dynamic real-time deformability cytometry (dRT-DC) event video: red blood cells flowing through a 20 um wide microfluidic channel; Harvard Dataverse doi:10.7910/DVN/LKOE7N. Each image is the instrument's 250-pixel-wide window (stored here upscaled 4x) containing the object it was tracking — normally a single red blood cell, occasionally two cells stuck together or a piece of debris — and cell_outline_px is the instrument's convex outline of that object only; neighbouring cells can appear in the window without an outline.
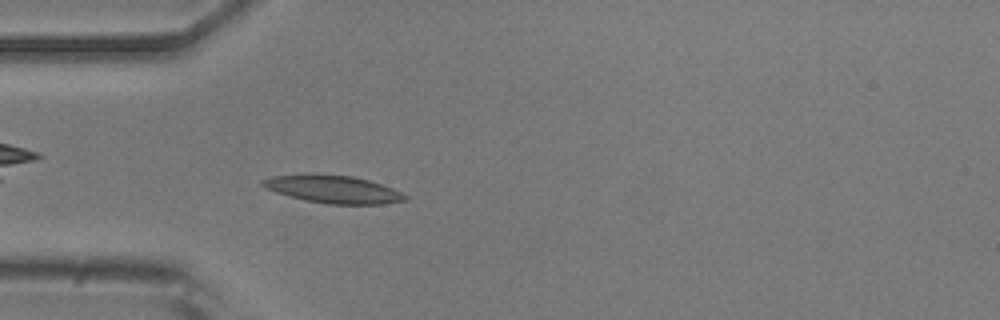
{"species": "common noctule bat (a hibernating species)", "species_latin": "Nyctalus noctula", "temperature_condition": "room temperature", "stored_images_in_passage": 41, "camera_frame_rate_fps": 3000, "um_per_image_px": 0.085, "animal": {"sex": "male", "body_mass_g": 20.5, "forearm_length_mm": 52.5}, "frame": {"image": 1, "passage_image": 4, "time_ms": 1.0, "image_size_px": [1000, 320], "cell_outline_px": [[408, 200], [380, 204], [328, 204], [304, 200], [276, 192], [264, 188], [260, 184], [260, 180], [272, 176], [308, 172], [312, 172], [352, 176], [368, 180], [392, 188], [408, 196]], "centroid_in_image_um": [28.24, 16.06], "position_along_channel_um": 56.8, "area_um2": 23.41}}
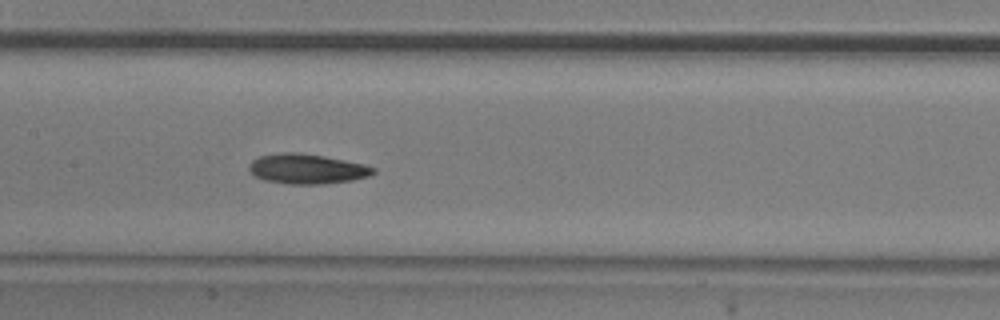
{"frame": {"image": 2, "passage_image": 14, "time_ms": 4.333, "image_size_px": [1000, 320], "cell_outline_px": [[376, 172], [368, 176], [352, 180], [324, 184], [288, 184], [264, 180], [256, 176], [248, 168], [248, 164], [252, 160], [260, 156], [280, 152], [296, 152], [324, 156], [364, 164], [376, 168]], "centroid_in_image_um": [26.09, 14.35], "position_along_channel_um": 181.3, "area_um2": 21.68}}
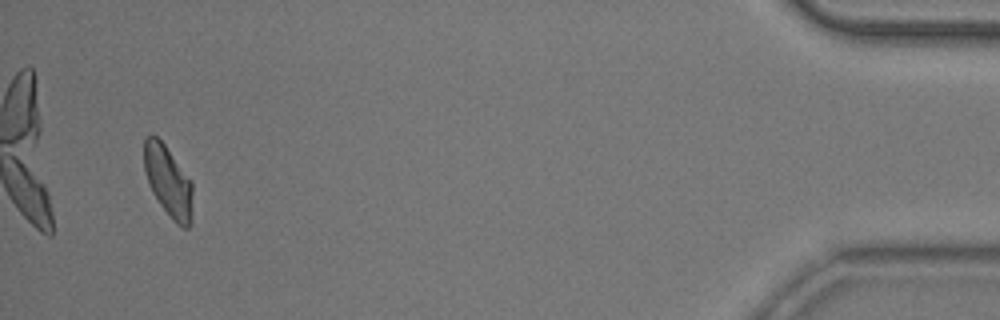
{"frame": {"image": 3, "passage_image": 39, "time_ms": 12.667, "image_size_px": [1000, 320], "cell_outline_px": [[192, 212], [188, 228], [184, 228], [176, 224], [172, 220], [160, 204], [152, 192], [144, 168], [144, 140], [152, 132], [164, 144], [192, 180]], "centroid_in_image_um": [14.3, 15.4], "position_along_channel_um": 420.9, "area_um2": 20.06}, "authors_computed_cell_mechanics": {"area_um2": 20.7502, "velocity_mm_per_s": 3.8313, "shape_relaxation_time_tau1_ms": 8.8019, "shape_relaxation_time_tau2_ms": 5.628, "deformation_change_tau1": 0.1772, "deformation_change_tau2": 0.1242}}